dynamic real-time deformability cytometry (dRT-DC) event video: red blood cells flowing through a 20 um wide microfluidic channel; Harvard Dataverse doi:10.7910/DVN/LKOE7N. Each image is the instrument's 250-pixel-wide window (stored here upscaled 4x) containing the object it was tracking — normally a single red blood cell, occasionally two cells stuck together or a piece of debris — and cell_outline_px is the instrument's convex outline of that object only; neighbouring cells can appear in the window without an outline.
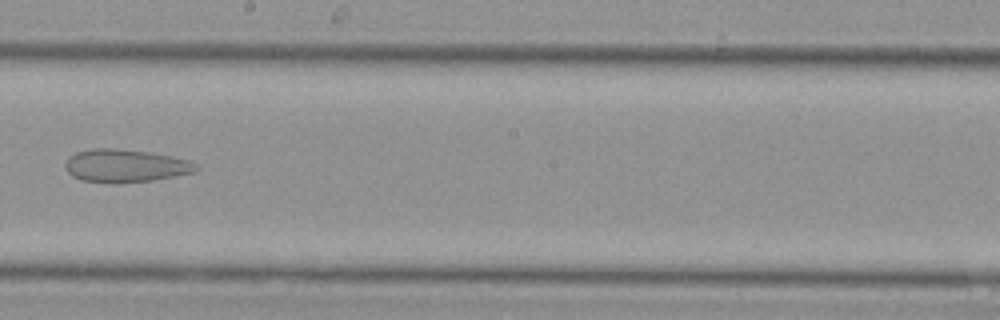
{"species": "Egyptian fruit bat (a non-hibernating species)", "species_latin": "Rousettus aegyptiacus", "temperature_condition": "cold", "stored_images_in_passage": 31, "camera_frame_rate_fps": 3000, "um_per_image_px": 0.085, "animal": {"sex": "female"}, "frame": {"image": 1, "passage_image": 14, "time_ms": 4.333, "image_size_px": [1000, 320], "cell_outline_px": [[200, 168], [196, 172], [152, 180], [116, 184], [80, 180], [72, 176], [68, 172], [64, 164], [68, 156], [76, 152], [92, 148], [112, 148], [148, 152], [188, 160], [196, 164]], "centroid_in_image_um": [10.62, 14.1], "position_along_channel_um": 237.6, "area_um2": 25.2}}